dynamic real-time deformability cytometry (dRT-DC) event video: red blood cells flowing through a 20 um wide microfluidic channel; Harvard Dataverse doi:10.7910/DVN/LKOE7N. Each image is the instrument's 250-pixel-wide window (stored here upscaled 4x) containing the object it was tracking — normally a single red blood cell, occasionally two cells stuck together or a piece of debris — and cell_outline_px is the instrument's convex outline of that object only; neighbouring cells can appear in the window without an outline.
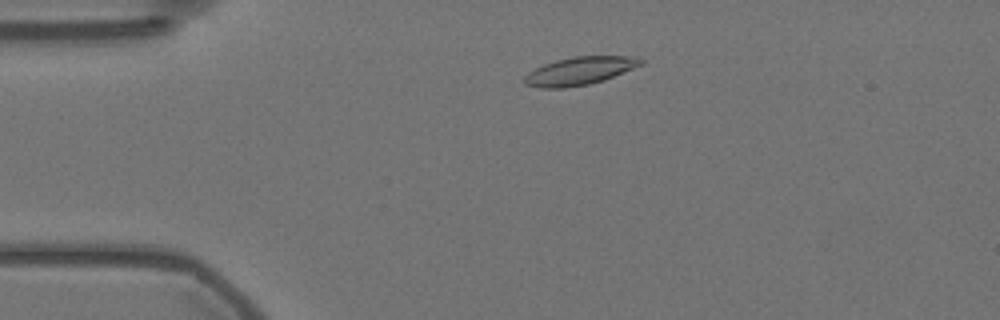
{"species": "Egyptian fruit bat (a non-hibernating species)", "species_latin": "Rousettus aegyptiacus", "temperature_condition": "warm", "stored_images_in_passage": 37, "camera_frame_rate_fps": 3000, "um_per_image_px": 0.085, "animal": {"sex": "female"}, "frame": {"image": 1, "passage_image": 8, "time_ms": 2.333, "image_size_px": [1000, 320], "cell_outline_px": [[644, 64], [604, 80], [588, 84], [564, 88], [544, 88], [524, 84], [524, 76], [528, 72], [544, 64], [556, 60], [576, 56], [632, 56], [644, 60]], "centroid_in_image_um": [49.28, 6.02], "position_along_channel_um": 35.7, "area_um2": 18.9}}
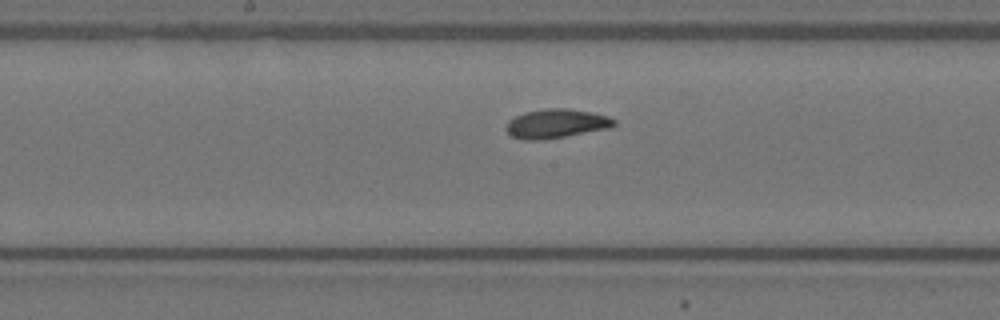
{"frame": {"image": 2, "passage_image": 25, "time_ms": 8.0, "image_size_px": [1000, 320], "cell_outline_px": [[616, 124], [608, 128], [564, 136], [540, 140], [524, 140], [512, 136], [504, 128], [508, 120], [524, 112], [548, 108], [564, 108], [592, 112], [608, 116], [616, 120]], "centroid_in_image_um": [47.25, 10.5], "position_along_channel_um": 201.0, "area_um2": 18.15}}
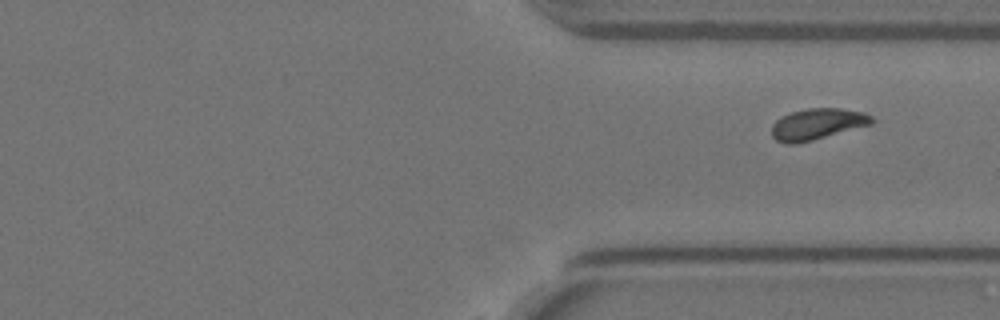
{"frame": {"image": 3, "passage_image": 37, "time_ms": 12.0, "image_size_px": [1000, 320], "cell_outline_px": [[876, 120], [872, 124], [812, 140], [796, 144], [788, 144], [776, 140], [772, 136], [772, 124], [780, 116], [792, 112], [808, 108], [840, 108], [864, 112], [872, 116]], "centroid_in_image_um": [69.48, 10.54], "position_along_channel_um": 341.9, "area_um2": 18.21}}